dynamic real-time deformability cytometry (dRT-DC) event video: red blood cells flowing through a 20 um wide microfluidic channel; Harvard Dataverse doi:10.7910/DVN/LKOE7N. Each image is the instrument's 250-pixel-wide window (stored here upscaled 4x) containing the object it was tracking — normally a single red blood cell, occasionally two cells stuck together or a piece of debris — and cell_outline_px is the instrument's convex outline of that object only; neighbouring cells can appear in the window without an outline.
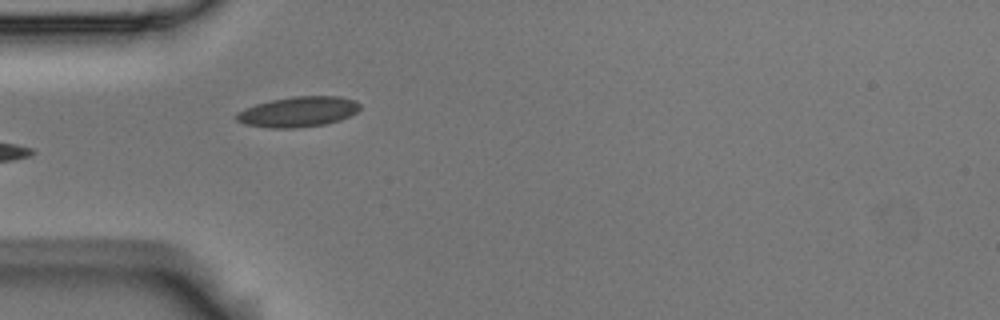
{"species": "Egyptian fruit bat (a non-hibernating species)", "species_latin": "Rousettus aegyptiacus", "temperature_condition": "room temperature", "stored_images_in_passage": 6, "camera_frame_rate_fps": 3000, "um_per_image_px": 0.085, "animal": {"sex": "male"}, "frame": {"image": 1, "passage_image": 5, "time_ms": 1.333, "image_size_px": [1000, 320], "cell_outline_px": [[360, 108], [356, 112], [340, 120], [324, 124], [296, 128], [268, 128], [244, 124], [236, 120], [236, 112], [244, 108], [256, 104], [272, 100], [292, 96], [340, 96], [356, 100], [360, 104]], "centroid_in_image_um": [25.33, 9.5], "position_along_channel_um": 59.7, "area_um2": 21.91}}
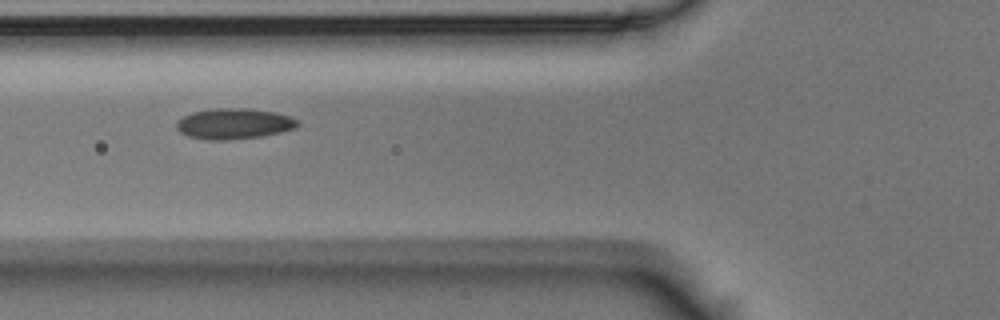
{"frame": {"image": 2, "passage_image": 6, "time_ms": 1.667, "image_size_px": [1000, 320], "cell_outline_px": [[300, 124], [296, 128], [280, 132], [260, 136], [224, 140], [208, 140], [188, 136], [180, 132], [176, 128], [176, 124], [184, 116], [192, 112], [212, 108], [244, 108], [276, 112], [292, 116], [300, 120]], "centroid_in_image_um": [19.93, 10.5], "position_along_channel_um": 105.9, "area_um2": 21.73}}